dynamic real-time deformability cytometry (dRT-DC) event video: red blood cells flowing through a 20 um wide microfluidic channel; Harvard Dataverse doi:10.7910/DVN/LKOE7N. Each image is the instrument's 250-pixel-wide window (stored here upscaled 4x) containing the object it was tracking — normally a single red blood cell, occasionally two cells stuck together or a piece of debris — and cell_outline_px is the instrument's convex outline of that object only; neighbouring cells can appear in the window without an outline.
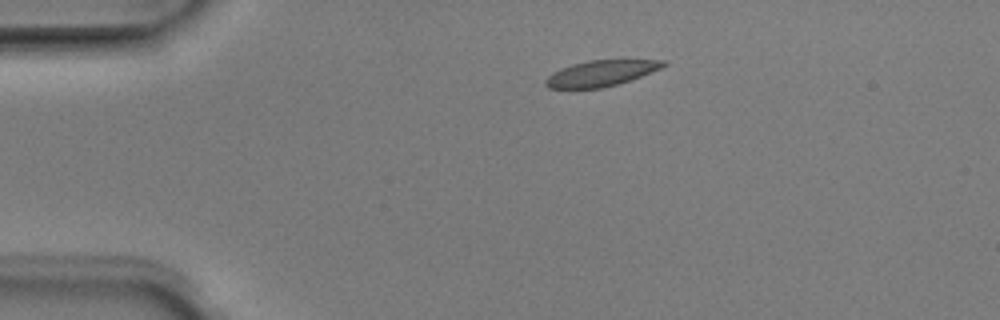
{"species": "Egyptian fruit bat (a non-hibernating species)", "species_latin": "Rousettus aegyptiacus", "temperature_condition": "room temperature", "stored_images_in_passage": 3, "camera_frame_rate_fps": 3000, "um_per_image_px": 0.085, "animal": {"sex": "male"}, "frame": {"image": 1, "passage_image": 2, "time_ms": 0.333, "image_size_px": [1000, 320], "cell_outline_px": [[668, 64], [660, 68], [640, 76], [616, 84], [600, 88], [548, 88], [544, 84], [544, 80], [552, 72], [560, 68], [572, 64], [588, 60], [668, 60]], "centroid_in_image_um": [51.04, 6.22], "position_along_channel_um": 34.0, "area_um2": 17.57}}